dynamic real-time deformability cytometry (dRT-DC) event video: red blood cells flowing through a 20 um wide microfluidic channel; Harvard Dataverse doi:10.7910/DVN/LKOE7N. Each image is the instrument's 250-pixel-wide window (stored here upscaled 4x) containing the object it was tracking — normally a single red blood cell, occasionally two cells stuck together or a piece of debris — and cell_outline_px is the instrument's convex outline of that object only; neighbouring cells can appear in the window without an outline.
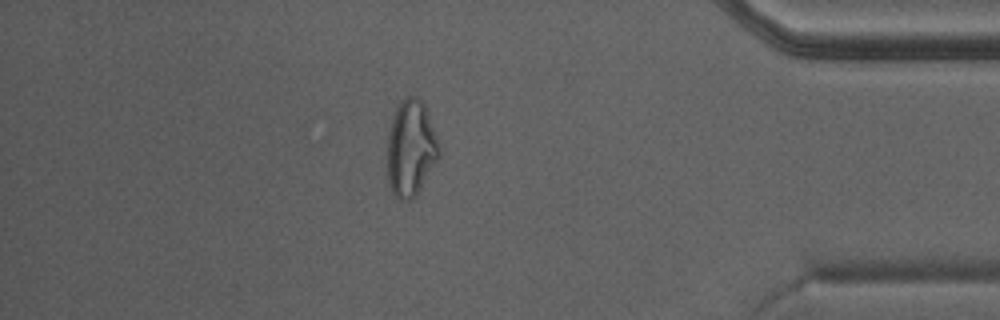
{"species": "Egyptian fruit bat (a non-hibernating species)", "species_latin": "Rousettus aegyptiacus", "temperature_condition": "warm", "stored_images_in_passage": 34, "camera_frame_rate_fps": 3000, "um_per_image_px": 0.085, "animal": {"sex": "male"}, "frame": {"image": 1, "passage_image": 29, "time_ms": 9.333, "image_size_px": [1000, 320], "cell_outline_px": [[440, 156], [416, 196], [408, 200], [400, 200], [392, 192], [388, 180], [388, 132], [392, 116], [400, 100], [404, 96], [420, 96], [428, 112], [440, 144]], "centroid_in_image_um": [34.94, 12.56], "position_along_channel_um": 400.3, "area_um2": 29.36}}